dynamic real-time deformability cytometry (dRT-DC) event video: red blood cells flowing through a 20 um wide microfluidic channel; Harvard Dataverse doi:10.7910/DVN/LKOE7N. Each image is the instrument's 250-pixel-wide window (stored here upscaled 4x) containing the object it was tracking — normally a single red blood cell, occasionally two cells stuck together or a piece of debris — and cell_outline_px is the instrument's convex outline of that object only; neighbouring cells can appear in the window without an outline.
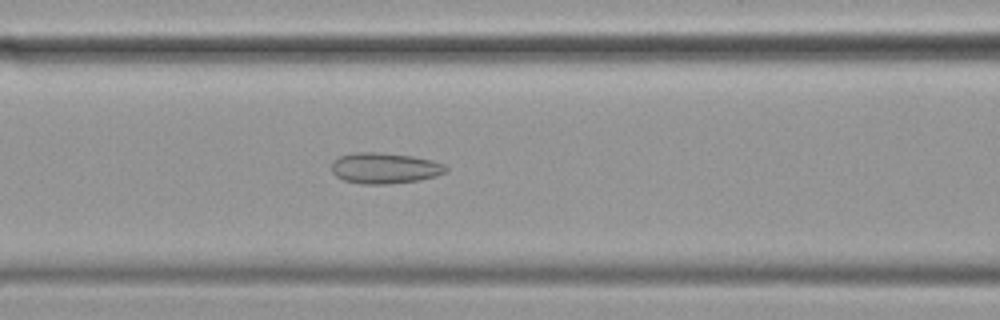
{"species": "common noctule bat (a hibernating species)", "species_latin": "Nyctalus noctula", "temperature_condition": "cold", "stored_images_in_passage": 57, "camera_frame_rate_fps": 3000, "um_per_image_px": 0.085, "animal": {"sex": "female", "body_mass_g": 19.9}, "frame": {"image": 1, "passage_image": 23, "time_ms": 7.333, "image_size_px": [1000, 320], "cell_outline_px": [[448, 172], [436, 176], [416, 180], [384, 184], [364, 184], [344, 180], [336, 176], [332, 172], [332, 160], [340, 156], [352, 152], [380, 152], [412, 156], [432, 160], [444, 164], [448, 168]], "centroid_in_image_um": [32.69, 14.27], "position_along_channel_um": 133.9, "area_um2": 20.58}}
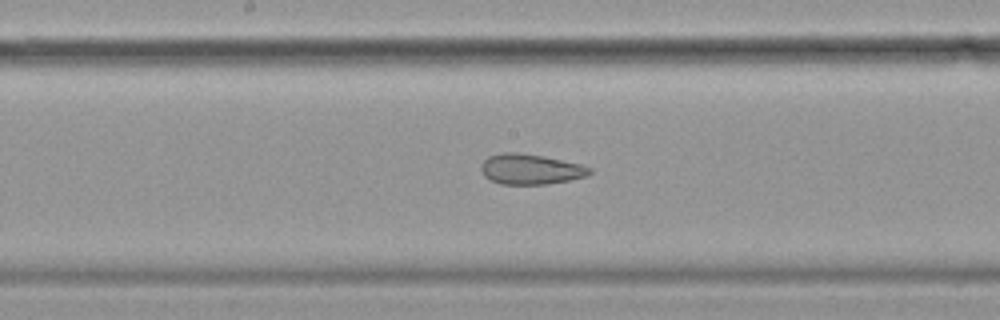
{"frame": {"image": 2, "passage_image": 29, "time_ms": 9.333, "image_size_px": [1000, 320], "cell_outline_px": [[592, 172], [588, 176], [548, 184], [500, 184], [484, 176], [480, 168], [480, 164], [488, 156], [504, 152], [516, 152], [544, 156], [580, 164], [592, 168]], "centroid_in_image_um": [45.09, 14.38], "position_along_channel_um": 203.1, "area_um2": 19.25}}
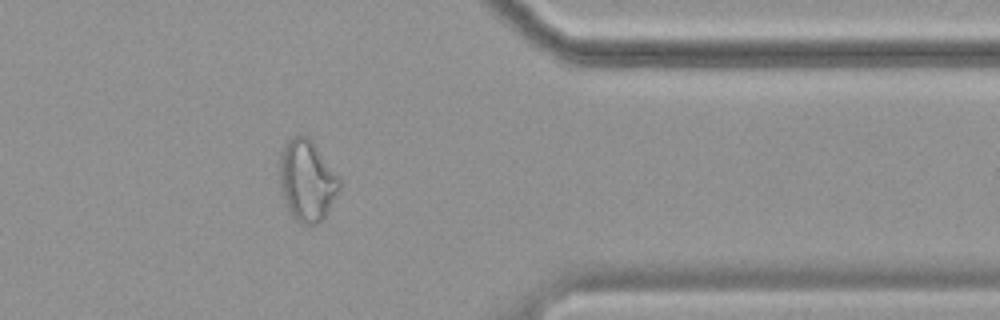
{"frame": {"image": 3, "passage_image": 46, "time_ms": 15.0, "image_size_px": [1000, 320], "cell_outline_px": [[340, 188], [324, 220], [316, 224], [300, 224], [288, 212], [284, 204], [280, 188], [280, 152], [284, 144], [292, 136], [308, 136], [312, 140], [340, 176]], "centroid_in_image_um": [26.09, 15.36], "position_along_channel_um": 385.3, "area_um2": 28.84}, "authors_computed_cell_mechanics": {"area_um2": 25.6054, "velocity_mm_per_s": 3.4747, "shape_relaxation_time_tau1_ms": null, "shape_relaxation_time_tau2_ms": 2.4061, "deformation_change_tau1": null, "deformation_change_tau2": 0.1018}}